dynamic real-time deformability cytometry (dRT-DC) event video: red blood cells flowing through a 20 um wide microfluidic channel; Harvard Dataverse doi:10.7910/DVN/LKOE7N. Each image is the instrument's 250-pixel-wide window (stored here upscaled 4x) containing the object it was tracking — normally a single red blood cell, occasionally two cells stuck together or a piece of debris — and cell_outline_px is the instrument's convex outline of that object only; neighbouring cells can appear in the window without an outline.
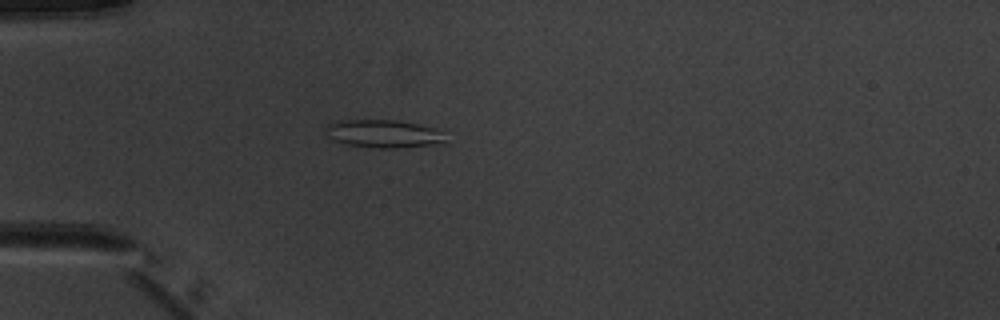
{"species": "common noctule bat (a hibernating species)", "species_latin": "Nyctalus noctula", "temperature_condition": "warm", "stored_images_in_passage": 1, "camera_frame_rate_fps": 3000, "um_per_image_px": 0.085, "animal": {"sex": "male", "body_mass_g": 20.1, "forearm_length_mm": 53.5}, "frame": {"image": 1, "passage_image": 1, "time_ms": 0.0, "image_size_px": [1000, 320], "cell_outline_px": [[448, 144], [404, 148], [376, 148], [344, 144], [332, 140], [328, 136], [324, 128], [328, 124], [336, 120], [400, 120], [432, 128], [440, 132]], "centroid_in_image_um": [32.59, 11.39], "position_along_channel_um": 52.4, "area_um2": 19.88}}